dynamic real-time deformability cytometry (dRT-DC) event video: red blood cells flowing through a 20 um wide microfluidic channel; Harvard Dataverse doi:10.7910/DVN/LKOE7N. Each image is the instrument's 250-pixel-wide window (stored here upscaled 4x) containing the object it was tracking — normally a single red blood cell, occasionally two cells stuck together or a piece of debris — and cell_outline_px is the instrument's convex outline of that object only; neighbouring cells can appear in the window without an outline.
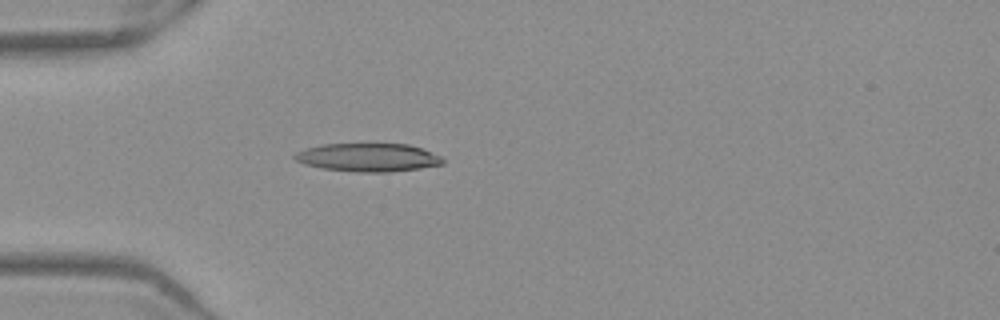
{"species": "Egyptian fruit bat (a non-hibernating species)", "species_latin": "Rousettus aegyptiacus", "temperature_condition": "warm", "stored_images_in_passage": 38, "camera_frame_rate_fps": 3000, "um_per_image_px": 0.085, "frame": {"image": 1, "passage_image": 2, "time_ms": 0.333, "image_size_px": [1000, 320], "cell_outline_px": [[444, 164], [420, 168], [388, 172], [356, 172], [320, 168], [304, 164], [296, 160], [292, 156], [296, 152], [304, 148], [324, 144], [408, 144], [444, 156]], "centroid_in_image_um": [31.29, 13.38], "position_along_channel_um": 53.7, "area_um2": 24.57}}
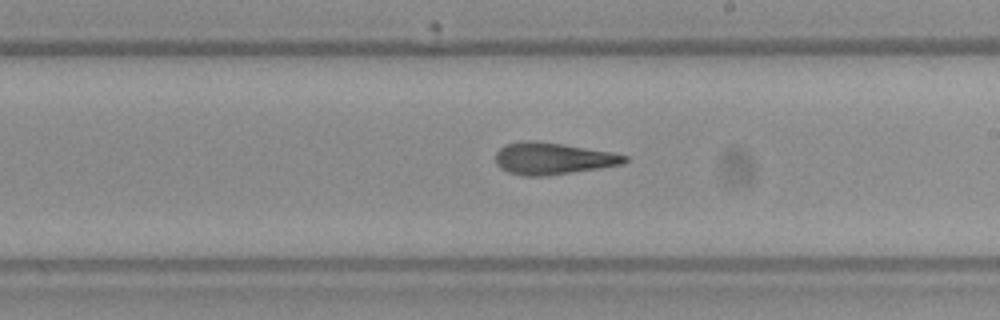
{"frame": {"image": 2, "passage_image": 17, "time_ms": 5.333, "image_size_px": [1000, 320], "cell_outline_px": [[628, 160], [624, 164], [600, 168], [544, 176], [524, 176], [508, 172], [500, 168], [496, 164], [496, 152], [500, 148], [508, 144], [524, 140], [536, 140], [564, 144], [612, 152], [628, 156]], "centroid_in_image_um": [46.99, 13.47], "position_along_channel_um": 242.0, "area_um2": 24.04}}
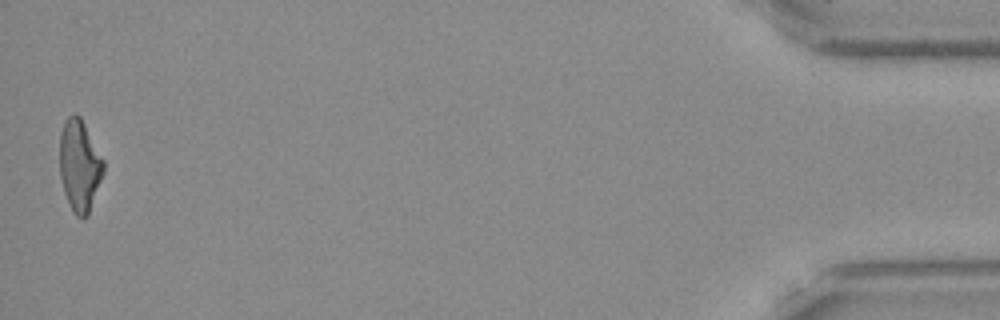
{"frame": {"image": 3, "passage_image": 38, "time_ms": 12.333, "image_size_px": [1000, 320], "cell_outline_px": [[104, 172], [88, 216], [84, 220], [76, 216], [72, 212], [64, 192], [60, 176], [60, 132], [64, 120], [68, 116], [76, 112], [80, 116], [104, 160]], "centroid_in_image_um": [6.76, 14.08], "position_along_channel_um": 428.4, "area_um2": 23.64}, "authors_computed_cell_mechanics": {"area_um2": 24.0737, "velocity_mm_per_s": 3.9517, "shape_relaxation_time_tau1_ms": null, "shape_relaxation_time_tau2_ms": 5.0768, "deformation_change_tau1": null, "deformation_change_tau2": 0.1843}}